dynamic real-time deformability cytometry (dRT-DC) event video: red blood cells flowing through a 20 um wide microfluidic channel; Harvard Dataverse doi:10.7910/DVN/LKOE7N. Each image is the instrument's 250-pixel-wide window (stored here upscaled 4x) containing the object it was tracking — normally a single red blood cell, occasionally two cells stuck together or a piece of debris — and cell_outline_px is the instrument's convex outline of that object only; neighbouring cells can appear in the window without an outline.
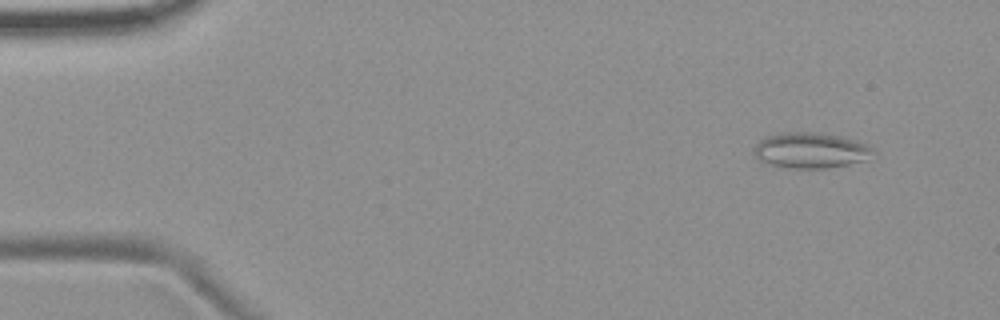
{"species": "common noctule bat (a hibernating species)", "species_latin": "Nyctalus noctula", "temperature_condition": "room temperature", "stored_images_in_passage": 55, "camera_frame_rate_fps": 3000, "um_per_image_px": 0.085, "animal": {"sex": "female", "body_mass_g": 19.9}, "frame": {"image": 1, "passage_image": 5, "time_ms": 1.333, "image_size_px": [1000, 320], "cell_outline_px": [[876, 152], [864, 160], [848, 164], [828, 168], [792, 168], [772, 164], [760, 160], [756, 156], [752, 148], [764, 136], [784, 132], [820, 132], [840, 136], [864, 144], [872, 148]], "centroid_in_image_um": [68.87, 12.77], "position_along_channel_um": 16.1, "area_um2": 24.51}}
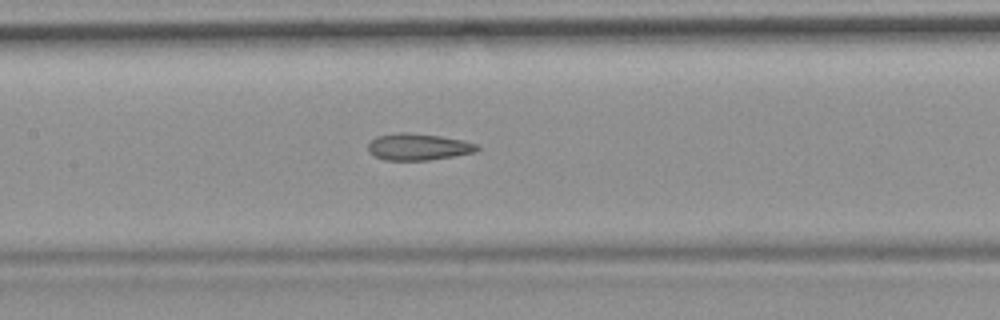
{"frame": {"image": 2, "passage_image": 26, "time_ms": 8.333, "image_size_px": [1000, 320], "cell_outline_px": [[480, 148], [476, 152], [428, 160], [384, 160], [368, 152], [368, 144], [376, 136], [396, 132], [408, 132], [440, 136], [464, 140], [476, 144]], "centroid_in_image_um": [35.54, 12.47], "position_along_channel_um": 171.9, "area_um2": 16.99}}
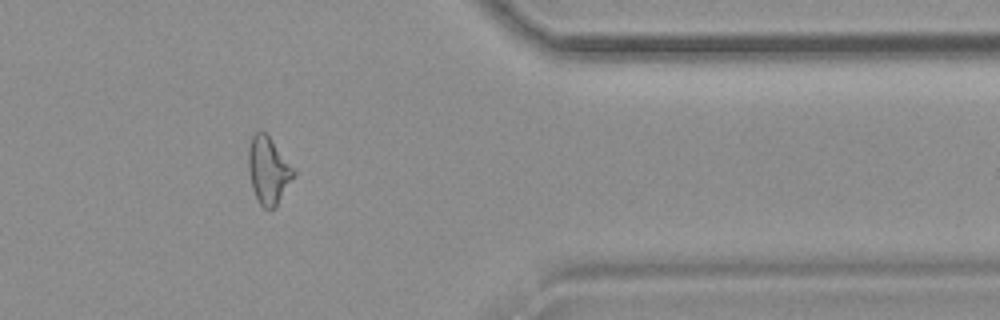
{"frame": {"image": 3, "passage_image": 45, "time_ms": 14.667, "image_size_px": [1000, 320], "cell_outline_px": [[296, 172], [276, 208], [264, 208], [260, 204], [252, 188], [248, 172], [248, 148], [252, 136], [260, 128], [268, 136]], "centroid_in_image_um": [22.78, 14.49], "position_along_channel_um": 388.6, "area_um2": 17.46}, "authors_computed_cell_mechanics": {"area_um2": 18.4382, "velocity_mm_per_s": 3.6954, "shape_relaxation_time_tau1_ms": null, "shape_relaxation_time_tau2_ms": 3.3392, "deformation_change_tau1": null, "deformation_change_tau2": 0.1231}}